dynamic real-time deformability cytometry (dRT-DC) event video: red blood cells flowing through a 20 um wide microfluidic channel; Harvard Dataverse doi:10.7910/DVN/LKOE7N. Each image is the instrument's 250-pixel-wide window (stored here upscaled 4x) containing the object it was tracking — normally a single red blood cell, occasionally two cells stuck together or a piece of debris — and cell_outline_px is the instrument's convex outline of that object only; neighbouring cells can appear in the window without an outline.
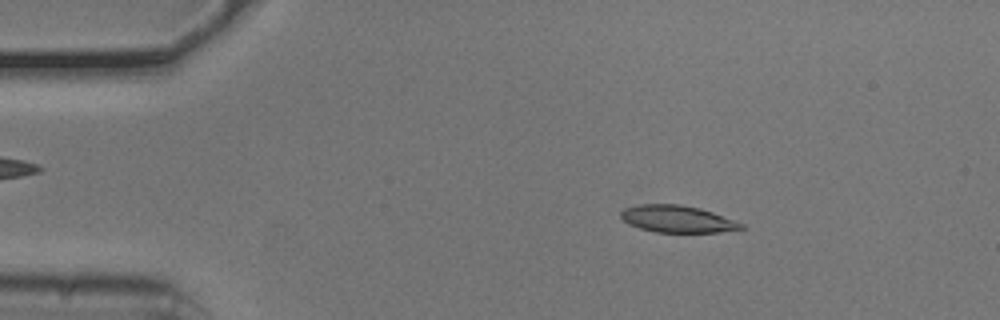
{"species": "common noctule bat (a hibernating species)", "species_latin": "Nyctalus noctula", "temperature_condition": "cold", "stored_images_in_passage": 50, "camera_frame_rate_fps": 3000, "um_per_image_px": 0.085, "animal": {"sex": "male", "body_mass_g": 20.5, "forearm_length_mm": 52.5}, "frame": {"image": 1, "passage_image": 6, "time_ms": 1.667, "image_size_px": [1000, 320], "cell_outline_px": [[744, 228], [720, 232], [656, 232], [640, 228], [628, 224], [620, 216], [620, 212], [624, 208], [640, 204], [680, 204], [700, 208], [736, 220], [744, 224]], "centroid_in_image_um": [57.57, 18.61], "position_along_channel_um": 27.4, "area_um2": 18.96}}
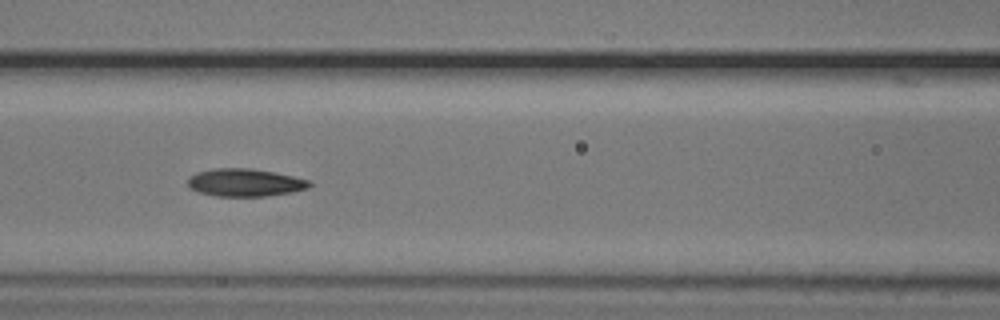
{"frame": {"image": 2, "passage_image": 20, "time_ms": 6.333, "image_size_px": [1000, 320], "cell_outline_px": [[312, 184], [308, 188], [292, 192], [268, 196], [216, 196], [196, 192], [188, 184], [188, 176], [196, 172], [212, 168], [252, 168], [312, 180]], "centroid_in_image_um": [20.82, 15.51], "position_along_channel_um": 145.8, "area_um2": 19.83}}
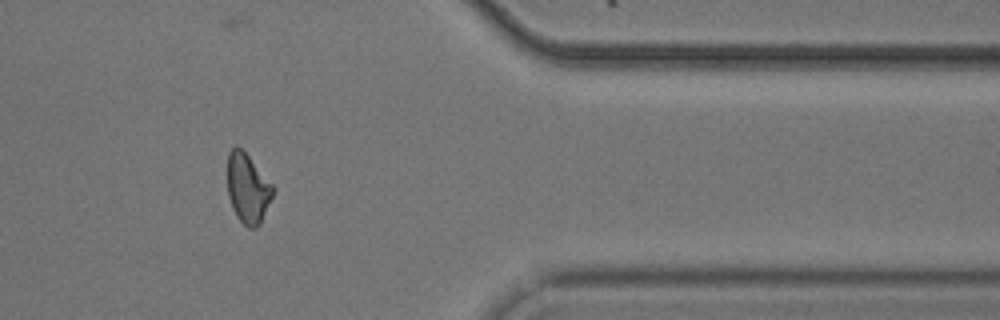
{"frame": {"image": 3, "passage_image": 41, "time_ms": 13.333, "image_size_px": [1000, 320], "cell_outline_px": [[276, 188], [260, 224], [256, 228], [248, 228], [236, 216], [232, 208], [228, 196], [228, 152], [236, 144], [248, 156]], "centroid_in_image_um": [21.06, 16.03], "position_along_channel_um": 390.3, "area_um2": 18.38}, "authors_computed_cell_mechanics": {"area_um2": 19.3052, "velocity_mm_per_s": 3.7909, "shape_relaxation_time_tau1_ms": 3.1677, "shape_relaxation_time_tau2_ms": 2.7247, "deformation_change_tau1": 0.1249, "deformation_change_tau2": 0.1004}}